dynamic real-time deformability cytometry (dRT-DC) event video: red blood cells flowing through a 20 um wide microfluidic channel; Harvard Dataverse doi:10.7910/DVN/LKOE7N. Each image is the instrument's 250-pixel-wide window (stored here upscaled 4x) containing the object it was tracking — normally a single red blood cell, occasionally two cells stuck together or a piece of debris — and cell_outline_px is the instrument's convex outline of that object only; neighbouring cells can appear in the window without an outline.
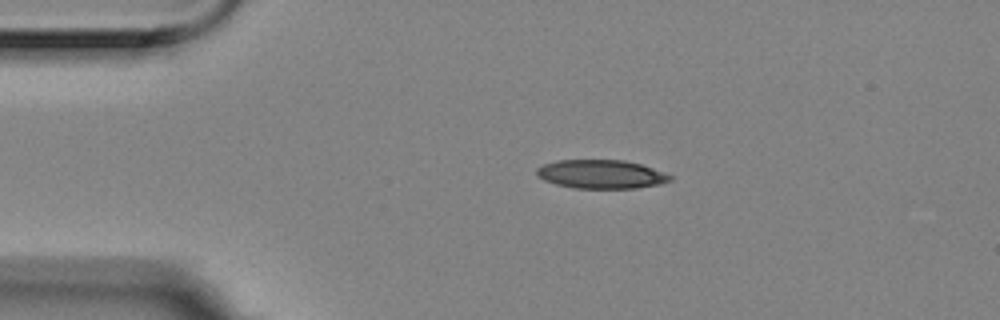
{"species": "Egyptian fruit bat (a non-hibernating species)", "species_latin": "Rousettus aegyptiacus", "temperature_condition": "room temperature", "stored_images_in_passage": 3, "camera_frame_rate_fps": 3000, "um_per_image_px": 0.085, "animal": {"sex": "female"}, "frame": {"image": 1, "passage_image": 2, "time_ms": 0.333, "image_size_px": [1000, 320], "cell_outline_px": [[672, 180], [660, 184], [636, 188], [572, 188], [556, 184], [544, 180], [536, 176], [536, 168], [544, 164], [556, 160], [624, 160], [640, 164], [664, 172], [672, 176]], "centroid_in_image_um": [51.07, 14.81], "position_along_channel_um": 33.9, "area_um2": 22.37}}